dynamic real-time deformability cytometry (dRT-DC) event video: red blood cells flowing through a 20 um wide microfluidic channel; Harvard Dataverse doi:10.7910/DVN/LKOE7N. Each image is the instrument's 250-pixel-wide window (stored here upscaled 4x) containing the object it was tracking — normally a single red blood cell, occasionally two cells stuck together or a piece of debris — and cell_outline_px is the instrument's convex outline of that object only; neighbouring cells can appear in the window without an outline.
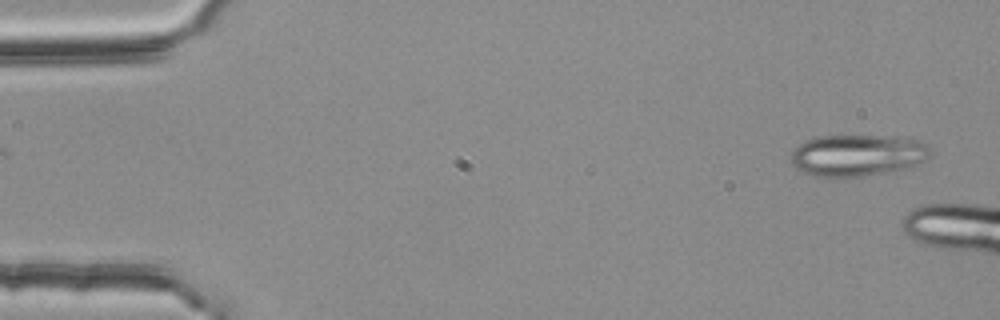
{"species": "common noctule bat (a hibernating species)", "species_latin": "Nyctalus noctula", "temperature_condition": "room temperature", "stored_images_in_passage": 8, "camera_frame_rate_fps": 3000, "um_per_image_px": 0.085, "animal": {"sex": "female", "body_mass_g": 25.1}, "frame": {"image": 1, "passage_image": 2, "time_ms": 0.333, "image_size_px": [1000, 320], "cell_outline_px": [[932, 152], [924, 160], [916, 164], [904, 168], [884, 172], [860, 176], [816, 176], [804, 172], [796, 168], [792, 164], [792, 152], [800, 144], [808, 140], [820, 136], [880, 136], [916, 140], [928, 144]], "centroid_in_image_um": [72.88, 13.19], "position_along_channel_um": 12.1, "area_um2": 33.0}}